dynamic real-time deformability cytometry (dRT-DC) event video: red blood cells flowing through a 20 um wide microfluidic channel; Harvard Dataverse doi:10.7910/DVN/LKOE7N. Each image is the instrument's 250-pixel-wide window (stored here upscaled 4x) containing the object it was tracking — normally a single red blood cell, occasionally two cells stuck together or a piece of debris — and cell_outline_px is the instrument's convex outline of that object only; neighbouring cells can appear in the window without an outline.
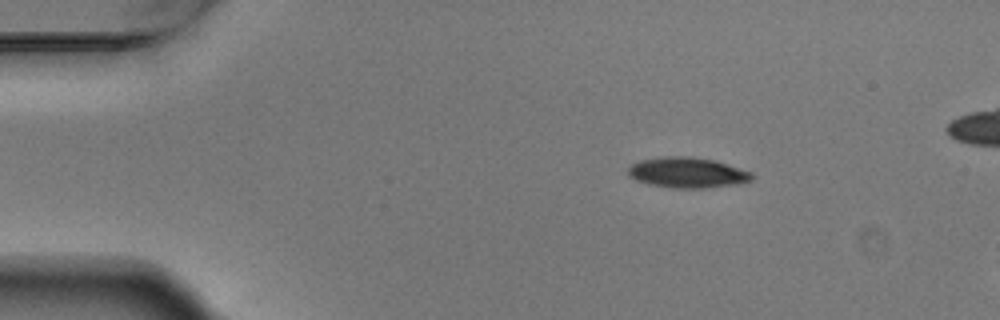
{"species": "Egyptian fruit bat (a non-hibernating species)", "species_latin": "Rousettus aegyptiacus", "temperature_condition": "warm", "stored_images_in_passage": 4, "camera_frame_rate_fps": 3000, "um_per_image_px": 0.085, "animal": {"sex": "male"}, "frame": {"image": 1, "passage_image": 2, "time_ms": 0.333, "image_size_px": [1000, 320], "cell_outline_px": [[756, 176], [752, 180], [740, 184], [704, 188], [672, 188], [648, 184], [636, 180], [628, 176], [628, 168], [632, 164], [640, 160], [664, 156], [692, 156], [716, 160], [752, 172]], "centroid_in_image_um": [58.46, 14.67], "position_along_channel_um": 26.5, "area_um2": 22.37}}